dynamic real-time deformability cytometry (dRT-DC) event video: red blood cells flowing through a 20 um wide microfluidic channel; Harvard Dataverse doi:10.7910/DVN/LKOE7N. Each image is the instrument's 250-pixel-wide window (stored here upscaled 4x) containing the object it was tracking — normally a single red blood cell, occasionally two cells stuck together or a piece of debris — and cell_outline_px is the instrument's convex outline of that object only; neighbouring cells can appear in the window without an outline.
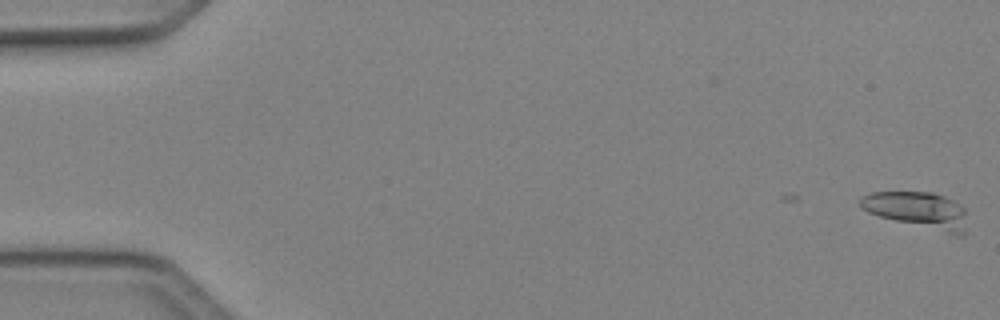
{"species": "Egyptian fruit bat (a non-hibernating species)", "species_latin": "Rousettus aegyptiacus", "temperature_condition": "cold", "stored_images_in_passage": 4, "camera_frame_rate_fps": 3000, "um_per_image_px": 0.085, "animal": {"sex": "female"}, "frame": {"image": 1, "passage_image": 4, "time_ms": 1.0, "image_size_px": [1000, 320], "cell_outline_px": [[964, 236], [956, 236], [880, 216], [868, 212], [860, 204], [860, 200], [864, 196], [872, 192], [932, 192], [944, 196], [952, 200], [964, 208]], "centroid_in_image_um": [78.04, 17.86], "position_along_channel_um": 7.0, "area_um2": 22.2}}